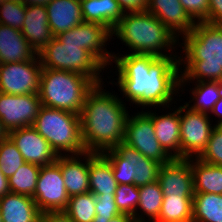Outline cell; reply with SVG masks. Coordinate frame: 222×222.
I'll return each instance as SVG.
<instances>
[{
  "instance_id": "cell-41",
  "label": "cell",
  "mask_w": 222,
  "mask_h": 222,
  "mask_svg": "<svg viewBox=\"0 0 222 222\" xmlns=\"http://www.w3.org/2000/svg\"><path fill=\"white\" fill-rule=\"evenodd\" d=\"M39 222H74L64 211L41 213Z\"/></svg>"
},
{
  "instance_id": "cell-13",
  "label": "cell",
  "mask_w": 222,
  "mask_h": 222,
  "mask_svg": "<svg viewBox=\"0 0 222 222\" xmlns=\"http://www.w3.org/2000/svg\"><path fill=\"white\" fill-rule=\"evenodd\" d=\"M42 65L38 55L29 61L0 64V92L39 94Z\"/></svg>"
},
{
  "instance_id": "cell-31",
  "label": "cell",
  "mask_w": 222,
  "mask_h": 222,
  "mask_svg": "<svg viewBox=\"0 0 222 222\" xmlns=\"http://www.w3.org/2000/svg\"><path fill=\"white\" fill-rule=\"evenodd\" d=\"M41 166L25 162L8 179L11 193L33 197Z\"/></svg>"
},
{
  "instance_id": "cell-29",
  "label": "cell",
  "mask_w": 222,
  "mask_h": 222,
  "mask_svg": "<svg viewBox=\"0 0 222 222\" xmlns=\"http://www.w3.org/2000/svg\"><path fill=\"white\" fill-rule=\"evenodd\" d=\"M192 222H222V194L194 193Z\"/></svg>"
},
{
  "instance_id": "cell-45",
  "label": "cell",
  "mask_w": 222,
  "mask_h": 222,
  "mask_svg": "<svg viewBox=\"0 0 222 222\" xmlns=\"http://www.w3.org/2000/svg\"><path fill=\"white\" fill-rule=\"evenodd\" d=\"M51 0H23V3L25 5H46L48 2H50Z\"/></svg>"
},
{
  "instance_id": "cell-12",
  "label": "cell",
  "mask_w": 222,
  "mask_h": 222,
  "mask_svg": "<svg viewBox=\"0 0 222 222\" xmlns=\"http://www.w3.org/2000/svg\"><path fill=\"white\" fill-rule=\"evenodd\" d=\"M32 198L41 213L59 212L66 209L69 195L61 173L60 156L56 162L41 166Z\"/></svg>"
},
{
  "instance_id": "cell-18",
  "label": "cell",
  "mask_w": 222,
  "mask_h": 222,
  "mask_svg": "<svg viewBox=\"0 0 222 222\" xmlns=\"http://www.w3.org/2000/svg\"><path fill=\"white\" fill-rule=\"evenodd\" d=\"M146 11L157 17L179 39L190 33L195 25L180 0H149Z\"/></svg>"
},
{
  "instance_id": "cell-22",
  "label": "cell",
  "mask_w": 222,
  "mask_h": 222,
  "mask_svg": "<svg viewBox=\"0 0 222 222\" xmlns=\"http://www.w3.org/2000/svg\"><path fill=\"white\" fill-rule=\"evenodd\" d=\"M37 53L18 29L0 24V63L24 62Z\"/></svg>"
},
{
  "instance_id": "cell-10",
  "label": "cell",
  "mask_w": 222,
  "mask_h": 222,
  "mask_svg": "<svg viewBox=\"0 0 222 222\" xmlns=\"http://www.w3.org/2000/svg\"><path fill=\"white\" fill-rule=\"evenodd\" d=\"M179 118L181 158L198 157L206 148L216 125L209 114L191 110L185 103L179 105Z\"/></svg>"
},
{
  "instance_id": "cell-21",
  "label": "cell",
  "mask_w": 222,
  "mask_h": 222,
  "mask_svg": "<svg viewBox=\"0 0 222 222\" xmlns=\"http://www.w3.org/2000/svg\"><path fill=\"white\" fill-rule=\"evenodd\" d=\"M48 25L54 36L84 22L79 0H51L45 5Z\"/></svg>"
},
{
  "instance_id": "cell-16",
  "label": "cell",
  "mask_w": 222,
  "mask_h": 222,
  "mask_svg": "<svg viewBox=\"0 0 222 222\" xmlns=\"http://www.w3.org/2000/svg\"><path fill=\"white\" fill-rule=\"evenodd\" d=\"M8 137L16 145L25 162L45 166L57 161L56 152L32 126L11 130Z\"/></svg>"
},
{
  "instance_id": "cell-30",
  "label": "cell",
  "mask_w": 222,
  "mask_h": 222,
  "mask_svg": "<svg viewBox=\"0 0 222 222\" xmlns=\"http://www.w3.org/2000/svg\"><path fill=\"white\" fill-rule=\"evenodd\" d=\"M193 197H163L158 222H192Z\"/></svg>"
},
{
  "instance_id": "cell-40",
  "label": "cell",
  "mask_w": 222,
  "mask_h": 222,
  "mask_svg": "<svg viewBox=\"0 0 222 222\" xmlns=\"http://www.w3.org/2000/svg\"><path fill=\"white\" fill-rule=\"evenodd\" d=\"M124 13L144 11L149 0H117Z\"/></svg>"
},
{
  "instance_id": "cell-24",
  "label": "cell",
  "mask_w": 222,
  "mask_h": 222,
  "mask_svg": "<svg viewBox=\"0 0 222 222\" xmlns=\"http://www.w3.org/2000/svg\"><path fill=\"white\" fill-rule=\"evenodd\" d=\"M118 183L110 162L101 154L89 152V189L94 195H114Z\"/></svg>"
},
{
  "instance_id": "cell-26",
  "label": "cell",
  "mask_w": 222,
  "mask_h": 222,
  "mask_svg": "<svg viewBox=\"0 0 222 222\" xmlns=\"http://www.w3.org/2000/svg\"><path fill=\"white\" fill-rule=\"evenodd\" d=\"M194 193L222 194V166L191 158Z\"/></svg>"
},
{
  "instance_id": "cell-39",
  "label": "cell",
  "mask_w": 222,
  "mask_h": 222,
  "mask_svg": "<svg viewBox=\"0 0 222 222\" xmlns=\"http://www.w3.org/2000/svg\"><path fill=\"white\" fill-rule=\"evenodd\" d=\"M207 23L222 25V0H208Z\"/></svg>"
},
{
  "instance_id": "cell-23",
  "label": "cell",
  "mask_w": 222,
  "mask_h": 222,
  "mask_svg": "<svg viewBox=\"0 0 222 222\" xmlns=\"http://www.w3.org/2000/svg\"><path fill=\"white\" fill-rule=\"evenodd\" d=\"M3 222H39L41 212L30 196L8 193L0 199Z\"/></svg>"
},
{
  "instance_id": "cell-15",
  "label": "cell",
  "mask_w": 222,
  "mask_h": 222,
  "mask_svg": "<svg viewBox=\"0 0 222 222\" xmlns=\"http://www.w3.org/2000/svg\"><path fill=\"white\" fill-rule=\"evenodd\" d=\"M157 181L162 193L168 197H193L191 158H173L160 165Z\"/></svg>"
},
{
  "instance_id": "cell-19",
  "label": "cell",
  "mask_w": 222,
  "mask_h": 222,
  "mask_svg": "<svg viewBox=\"0 0 222 222\" xmlns=\"http://www.w3.org/2000/svg\"><path fill=\"white\" fill-rule=\"evenodd\" d=\"M20 31L36 53L55 37L48 25L45 5H26L25 20Z\"/></svg>"
},
{
  "instance_id": "cell-8",
  "label": "cell",
  "mask_w": 222,
  "mask_h": 222,
  "mask_svg": "<svg viewBox=\"0 0 222 222\" xmlns=\"http://www.w3.org/2000/svg\"><path fill=\"white\" fill-rule=\"evenodd\" d=\"M111 164L118 184L145 186L157 181L160 165L121 142L101 153Z\"/></svg>"
},
{
  "instance_id": "cell-38",
  "label": "cell",
  "mask_w": 222,
  "mask_h": 222,
  "mask_svg": "<svg viewBox=\"0 0 222 222\" xmlns=\"http://www.w3.org/2000/svg\"><path fill=\"white\" fill-rule=\"evenodd\" d=\"M180 3L195 23H207L208 0H180Z\"/></svg>"
},
{
  "instance_id": "cell-44",
  "label": "cell",
  "mask_w": 222,
  "mask_h": 222,
  "mask_svg": "<svg viewBox=\"0 0 222 222\" xmlns=\"http://www.w3.org/2000/svg\"><path fill=\"white\" fill-rule=\"evenodd\" d=\"M108 222H136L134 216L126 214V213H121L114 218L110 219Z\"/></svg>"
},
{
  "instance_id": "cell-42",
  "label": "cell",
  "mask_w": 222,
  "mask_h": 222,
  "mask_svg": "<svg viewBox=\"0 0 222 222\" xmlns=\"http://www.w3.org/2000/svg\"><path fill=\"white\" fill-rule=\"evenodd\" d=\"M215 115V125H221L222 124V98H220L215 104L210 112L209 116L211 117ZM217 119V120H216Z\"/></svg>"
},
{
  "instance_id": "cell-35",
  "label": "cell",
  "mask_w": 222,
  "mask_h": 222,
  "mask_svg": "<svg viewBox=\"0 0 222 222\" xmlns=\"http://www.w3.org/2000/svg\"><path fill=\"white\" fill-rule=\"evenodd\" d=\"M26 5L24 3H15L3 1L0 4V24L21 30L25 20Z\"/></svg>"
},
{
  "instance_id": "cell-14",
  "label": "cell",
  "mask_w": 222,
  "mask_h": 222,
  "mask_svg": "<svg viewBox=\"0 0 222 222\" xmlns=\"http://www.w3.org/2000/svg\"><path fill=\"white\" fill-rule=\"evenodd\" d=\"M41 106L39 94L11 95L0 92V119L3 127L10 132L32 126Z\"/></svg>"
},
{
  "instance_id": "cell-1",
  "label": "cell",
  "mask_w": 222,
  "mask_h": 222,
  "mask_svg": "<svg viewBox=\"0 0 222 222\" xmlns=\"http://www.w3.org/2000/svg\"><path fill=\"white\" fill-rule=\"evenodd\" d=\"M112 64H115V71L113 65L109 67L112 68L110 71L105 70L112 74V77L107 76L108 80L112 78L108 84L119 87L118 90L123 96L120 99L125 98V102L129 101L130 108L131 103L135 108L141 107V111L147 108L167 107L176 101L185 102L180 98L182 95L179 56L155 57L113 52ZM114 73L118 78H113ZM114 79L117 82L113 81Z\"/></svg>"
},
{
  "instance_id": "cell-9",
  "label": "cell",
  "mask_w": 222,
  "mask_h": 222,
  "mask_svg": "<svg viewBox=\"0 0 222 222\" xmlns=\"http://www.w3.org/2000/svg\"><path fill=\"white\" fill-rule=\"evenodd\" d=\"M150 109L138 111L133 115L129 113L123 143L161 165L166 164L173 158L163 149L156 138L152 123V108Z\"/></svg>"
},
{
  "instance_id": "cell-5",
  "label": "cell",
  "mask_w": 222,
  "mask_h": 222,
  "mask_svg": "<svg viewBox=\"0 0 222 222\" xmlns=\"http://www.w3.org/2000/svg\"><path fill=\"white\" fill-rule=\"evenodd\" d=\"M96 85L91 78L76 72L42 68L41 104L80 115L87 95Z\"/></svg>"
},
{
  "instance_id": "cell-46",
  "label": "cell",
  "mask_w": 222,
  "mask_h": 222,
  "mask_svg": "<svg viewBox=\"0 0 222 222\" xmlns=\"http://www.w3.org/2000/svg\"><path fill=\"white\" fill-rule=\"evenodd\" d=\"M8 137V131L3 127L0 119V142Z\"/></svg>"
},
{
  "instance_id": "cell-2",
  "label": "cell",
  "mask_w": 222,
  "mask_h": 222,
  "mask_svg": "<svg viewBox=\"0 0 222 222\" xmlns=\"http://www.w3.org/2000/svg\"><path fill=\"white\" fill-rule=\"evenodd\" d=\"M104 87V83L95 86L87 95L80 113L81 136L86 152L102 153L124 140L129 115L127 104L118 93L115 95V91Z\"/></svg>"
},
{
  "instance_id": "cell-27",
  "label": "cell",
  "mask_w": 222,
  "mask_h": 222,
  "mask_svg": "<svg viewBox=\"0 0 222 222\" xmlns=\"http://www.w3.org/2000/svg\"><path fill=\"white\" fill-rule=\"evenodd\" d=\"M190 83L193 84L192 88H189L191 97H188L190 99L185 102V105L191 110L210 114L214 104L220 99L216 82H180V93L183 94L185 90L188 91L186 87H191ZM192 102L193 104H191Z\"/></svg>"
},
{
  "instance_id": "cell-36",
  "label": "cell",
  "mask_w": 222,
  "mask_h": 222,
  "mask_svg": "<svg viewBox=\"0 0 222 222\" xmlns=\"http://www.w3.org/2000/svg\"><path fill=\"white\" fill-rule=\"evenodd\" d=\"M197 158L208 164L222 166V128L220 125L213 128L206 148Z\"/></svg>"
},
{
  "instance_id": "cell-25",
  "label": "cell",
  "mask_w": 222,
  "mask_h": 222,
  "mask_svg": "<svg viewBox=\"0 0 222 222\" xmlns=\"http://www.w3.org/2000/svg\"><path fill=\"white\" fill-rule=\"evenodd\" d=\"M80 3L85 22L102 24L111 32L125 14L117 0H82Z\"/></svg>"
},
{
  "instance_id": "cell-49",
  "label": "cell",
  "mask_w": 222,
  "mask_h": 222,
  "mask_svg": "<svg viewBox=\"0 0 222 222\" xmlns=\"http://www.w3.org/2000/svg\"><path fill=\"white\" fill-rule=\"evenodd\" d=\"M0 176H5V175L1 172V164H0Z\"/></svg>"
},
{
  "instance_id": "cell-6",
  "label": "cell",
  "mask_w": 222,
  "mask_h": 222,
  "mask_svg": "<svg viewBox=\"0 0 222 222\" xmlns=\"http://www.w3.org/2000/svg\"><path fill=\"white\" fill-rule=\"evenodd\" d=\"M32 127L47 140L58 156L81 155L86 152L78 114L41 106Z\"/></svg>"
},
{
  "instance_id": "cell-32",
  "label": "cell",
  "mask_w": 222,
  "mask_h": 222,
  "mask_svg": "<svg viewBox=\"0 0 222 222\" xmlns=\"http://www.w3.org/2000/svg\"><path fill=\"white\" fill-rule=\"evenodd\" d=\"M96 198L90 191L69 197L68 205L64 212L74 222H93L96 216Z\"/></svg>"
},
{
  "instance_id": "cell-34",
  "label": "cell",
  "mask_w": 222,
  "mask_h": 222,
  "mask_svg": "<svg viewBox=\"0 0 222 222\" xmlns=\"http://www.w3.org/2000/svg\"><path fill=\"white\" fill-rule=\"evenodd\" d=\"M114 195L119 211L133 216L140 198L139 187L134 184H118Z\"/></svg>"
},
{
  "instance_id": "cell-11",
  "label": "cell",
  "mask_w": 222,
  "mask_h": 222,
  "mask_svg": "<svg viewBox=\"0 0 222 222\" xmlns=\"http://www.w3.org/2000/svg\"><path fill=\"white\" fill-rule=\"evenodd\" d=\"M55 37L60 40L62 44H79L80 48L89 51L107 70L113 65V53L107 50V45L111 42L112 34L111 31L102 24L84 21Z\"/></svg>"
},
{
  "instance_id": "cell-4",
  "label": "cell",
  "mask_w": 222,
  "mask_h": 222,
  "mask_svg": "<svg viewBox=\"0 0 222 222\" xmlns=\"http://www.w3.org/2000/svg\"><path fill=\"white\" fill-rule=\"evenodd\" d=\"M111 34L112 39H119L129 48V52L127 50L125 53L155 57L180 56L176 52L180 39L146 10L125 13Z\"/></svg>"
},
{
  "instance_id": "cell-37",
  "label": "cell",
  "mask_w": 222,
  "mask_h": 222,
  "mask_svg": "<svg viewBox=\"0 0 222 222\" xmlns=\"http://www.w3.org/2000/svg\"><path fill=\"white\" fill-rule=\"evenodd\" d=\"M96 216L93 222H108L110 219L121 214L116 203L115 195H95Z\"/></svg>"
},
{
  "instance_id": "cell-43",
  "label": "cell",
  "mask_w": 222,
  "mask_h": 222,
  "mask_svg": "<svg viewBox=\"0 0 222 222\" xmlns=\"http://www.w3.org/2000/svg\"><path fill=\"white\" fill-rule=\"evenodd\" d=\"M8 193H10L8 178L0 176V199Z\"/></svg>"
},
{
  "instance_id": "cell-33",
  "label": "cell",
  "mask_w": 222,
  "mask_h": 222,
  "mask_svg": "<svg viewBox=\"0 0 222 222\" xmlns=\"http://www.w3.org/2000/svg\"><path fill=\"white\" fill-rule=\"evenodd\" d=\"M24 163L22 154L9 137L0 142L1 172L6 178L9 179Z\"/></svg>"
},
{
  "instance_id": "cell-20",
  "label": "cell",
  "mask_w": 222,
  "mask_h": 222,
  "mask_svg": "<svg viewBox=\"0 0 222 222\" xmlns=\"http://www.w3.org/2000/svg\"><path fill=\"white\" fill-rule=\"evenodd\" d=\"M60 168L69 197L90 191L89 152L60 156Z\"/></svg>"
},
{
  "instance_id": "cell-3",
  "label": "cell",
  "mask_w": 222,
  "mask_h": 222,
  "mask_svg": "<svg viewBox=\"0 0 222 222\" xmlns=\"http://www.w3.org/2000/svg\"><path fill=\"white\" fill-rule=\"evenodd\" d=\"M180 40V82H215L222 78V25L195 23Z\"/></svg>"
},
{
  "instance_id": "cell-17",
  "label": "cell",
  "mask_w": 222,
  "mask_h": 222,
  "mask_svg": "<svg viewBox=\"0 0 222 222\" xmlns=\"http://www.w3.org/2000/svg\"><path fill=\"white\" fill-rule=\"evenodd\" d=\"M174 108L172 105L167 107L153 108L152 123L156 138L163 149L172 158H181L179 105L178 107L175 106ZM156 109H158V113H156ZM161 109L164 112L165 110L168 112L166 111L164 114H160Z\"/></svg>"
},
{
  "instance_id": "cell-48",
  "label": "cell",
  "mask_w": 222,
  "mask_h": 222,
  "mask_svg": "<svg viewBox=\"0 0 222 222\" xmlns=\"http://www.w3.org/2000/svg\"><path fill=\"white\" fill-rule=\"evenodd\" d=\"M7 1L15 2V3H23V0H7Z\"/></svg>"
},
{
  "instance_id": "cell-47",
  "label": "cell",
  "mask_w": 222,
  "mask_h": 222,
  "mask_svg": "<svg viewBox=\"0 0 222 222\" xmlns=\"http://www.w3.org/2000/svg\"><path fill=\"white\" fill-rule=\"evenodd\" d=\"M218 86V92L220 98H222V78L220 80L215 81Z\"/></svg>"
},
{
  "instance_id": "cell-28",
  "label": "cell",
  "mask_w": 222,
  "mask_h": 222,
  "mask_svg": "<svg viewBox=\"0 0 222 222\" xmlns=\"http://www.w3.org/2000/svg\"><path fill=\"white\" fill-rule=\"evenodd\" d=\"M139 202L135 214L136 222H152L158 219L163 203V193L158 181L139 187Z\"/></svg>"
},
{
  "instance_id": "cell-7",
  "label": "cell",
  "mask_w": 222,
  "mask_h": 222,
  "mask_svg": "<svg viewBox=\"0 0 222 222\" xmlns=\"http://www.w3.org/2000/svg\"><path fill=\"white\" fill-rule=\"evenodd\" d=\"M37 55L42 68L76 72L91 78L97 85L105 83L106 68L79 44H62L54 37Z\"/></svg>"
},
{
  "instance_id": "cell-50",
  "label": "cell",
  "mask_w": 222,
  "mask_h": 222,
  "mask_svg": "<svg viewBox=\"0 0 222 222\" xmlns=\"http://www.w3.org/2000/svg\"><path fill=\"white\" fill-rule=\"evenodd\" d=\"M0 222H3V221H2V215H1V212H0Z\"/></svg>"
}]
</instances>
